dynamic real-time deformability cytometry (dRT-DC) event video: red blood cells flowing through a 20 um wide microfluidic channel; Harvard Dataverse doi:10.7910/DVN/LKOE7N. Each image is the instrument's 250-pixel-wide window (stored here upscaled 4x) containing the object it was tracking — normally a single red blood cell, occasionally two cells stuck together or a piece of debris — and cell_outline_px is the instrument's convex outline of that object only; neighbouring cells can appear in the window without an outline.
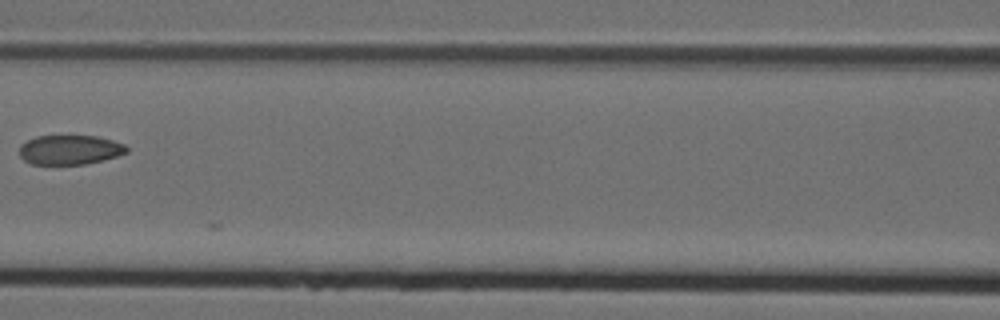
{"species": "Egyptian fruit bat (a non-hibernating species)", "species_latin": "Rousettus aegyptiacus", "temperature_condition": "cold", "stored_images_in_passage": 7, "camera_frame_rate_fps": 3000, "um_per_image_px": 0.085, "animal": {"sex": "female"}, "frame": {"image": 1, "passage_image": 6, "time_ms": 1.667, "image_size_px": [1000, 320], "cell_outline_px": [[128, 152], [104, 160], [84, 164], [32, 164], [24, 160], [20, 156], [20, 144], [36, 136], [96, 136], [112, 140], [124, 144], [128, 148]], "centroid_in_image_um": [5.94, 12.73], "position_along_channel_um": 160.7, "area_um2": 18.38}}